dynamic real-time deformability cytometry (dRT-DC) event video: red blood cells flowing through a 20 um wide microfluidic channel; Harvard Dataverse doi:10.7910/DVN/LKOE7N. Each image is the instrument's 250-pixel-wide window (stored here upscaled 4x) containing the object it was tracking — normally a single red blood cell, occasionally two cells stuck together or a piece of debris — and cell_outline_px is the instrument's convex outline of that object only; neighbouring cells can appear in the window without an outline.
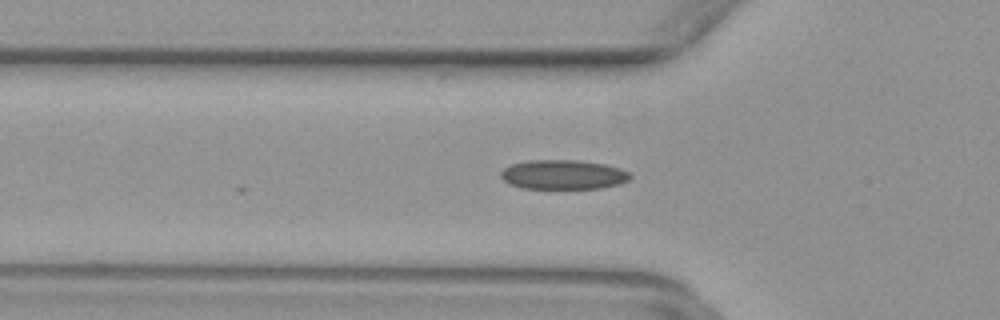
{"species": "common noctule bat (a hibernating species)", "species_latin": "Nyctalus noctula", "temperature_condition": "warm", "stored_images_in_passage": 29, "camera_frame_rate_fps": 3000, "um_per_image_px": 0.085, "animal": {"sex": "female", "body_mass_g": 29.2, "forearm_length_mm": 56.3}, "frame": {"image": 1, "passage_image": 9, "time_ms": 2.667, "image_size_px": [1000, 320], "cell_outline_px": [[632, 176], [628, 180], [620, 184], [600, 188], [520, 188], [508, 184], [500, 176], [500, 172], [504, 168], [512, 164], [528, 160], [576, 160], [604, 164], [620, 168], [628, 172]], "centroid_in_image_um": [47.85, 14.84], "position_along_channel_um": 77.9, "area_um2": 22.2}}
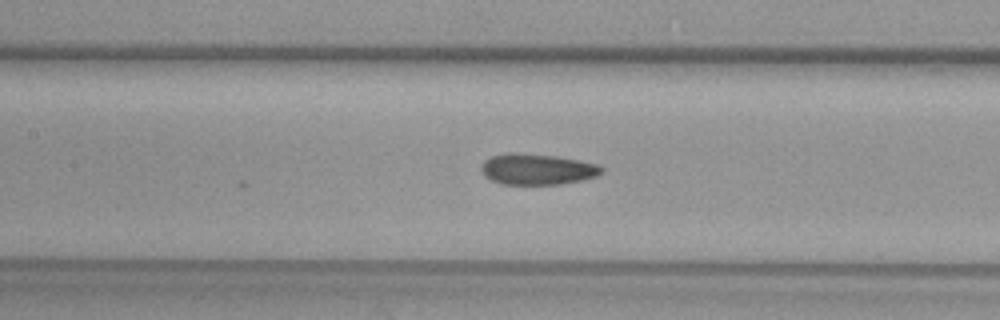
{"frame": {"image": 2, "passage_image": 15, "time_ms": 4.667, "image_size_px": [1000, 320], "cell_outline_px": [[604, 172], [596, 176], [580, 180], [560, 184], [500, 184], [484, 176], [480, 168], [484, 160], [492, 156], [512, 152], [556, 156], [600, 164], [604, 168]], "centroid_in_image_um": [45.67, 14.38], "position_along_channel_um": 161.7, "area_um2": 21.73}}
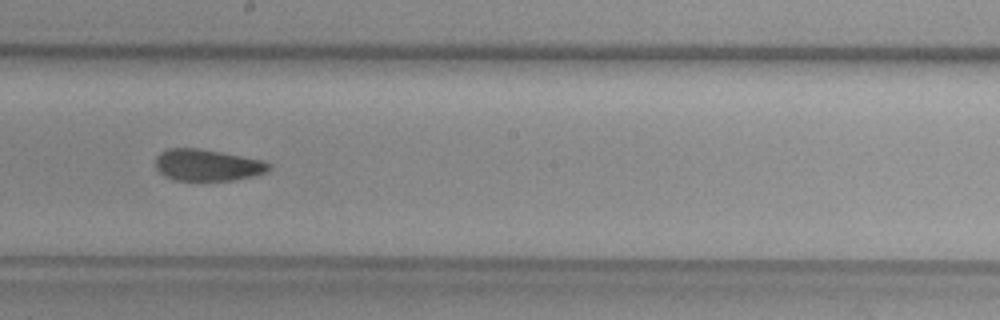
{"frame": {"image": 3, "passage_image": 20, "time_ms": 6.333, "image_size_px": [1000, 320], "cell_outline_px": [[272, 168], [264, 172], [252, 176], [236, 180], [172, 180], [164, 176], [156, 168], [156, 156], [160, 152], [168, 148], [200, 148], [264, 160], [272, 164]], "centroid_in_image_um": [17.63, 14.02], "position_along_channel_um": 230.6, "area_um2": 21.04}}